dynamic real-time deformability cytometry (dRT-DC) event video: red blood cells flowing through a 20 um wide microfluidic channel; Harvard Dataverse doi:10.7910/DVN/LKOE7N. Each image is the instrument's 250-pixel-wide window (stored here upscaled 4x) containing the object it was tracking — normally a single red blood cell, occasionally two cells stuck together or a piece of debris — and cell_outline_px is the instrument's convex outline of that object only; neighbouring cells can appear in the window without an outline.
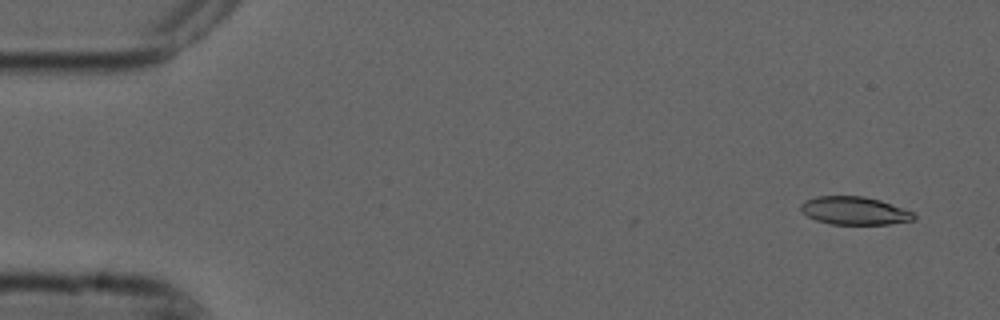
{"species": "common noctule bat (a hibernating species)", "species_latin": "Nyctalus noctula", "temperature_condition": "cold", "stored_images_in_passage": 11, "camera_frame_rate_fps": 3000, "um_per_image_px": 0.085, "animal": {"sex": "male", "forearm_length_mm": 52.5}, "frame": {"image": 1, "passage_image": 1, "time_ms": 0.0, "image_size_px": [1000, 320], "cell_outline_px": [[916, 220], [888, 224], [832, 224], [816, 220], [808, 216], [800, 208], [800, 204], [804, 200], [816, 196], [864, 196], [880, 200], [912, 212], [916, 216]], "centroid_in_image_um": [72.62, 17.9], "position_along_channel_um": 12.4, "area_um2": 18.38}}